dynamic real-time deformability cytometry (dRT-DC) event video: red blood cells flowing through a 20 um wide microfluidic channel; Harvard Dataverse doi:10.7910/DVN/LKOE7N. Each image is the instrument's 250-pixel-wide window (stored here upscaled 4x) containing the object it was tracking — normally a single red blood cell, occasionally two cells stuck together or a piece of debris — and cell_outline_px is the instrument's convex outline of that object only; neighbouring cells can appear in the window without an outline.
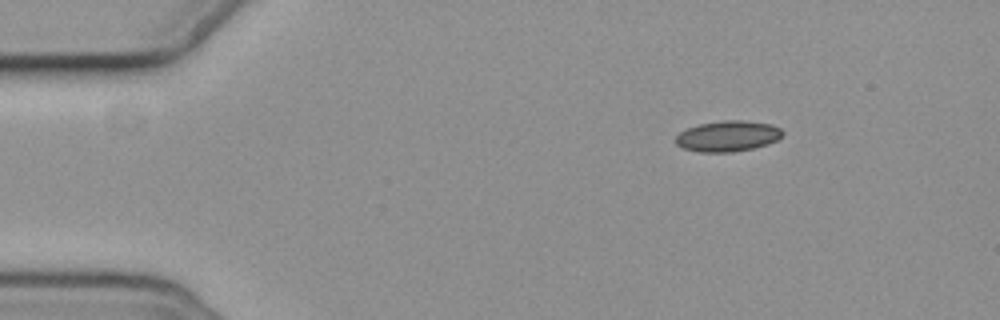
{"species": "common noctule bat (a hibernating species)", "species_latin": "Nyctalus noctula", "temperature_condition": "cold", "stored_images_in_passage": 4, "camera_frame_rate_fps": 3000, "um_per_image_px": 0.085, "animal": {"sex": "female", "body_mass_g": 19.3, "forearm_length_mm": 54.1}, "frame": {"image": 1, "passage_image": 1, "time_ms": 0.0, "image_size_px": [1000, 320], "cell_outline_px": [[784, 136], [768, 144], [752, 148], [732, 152], [700, 152], [684, 148], [676, 144], [676, 136], [680, 132], [688, 128], [700, 124], [724, 120], [744, 120], [772, 124], [780, 128], [784, 132]], "centroid_in_image_um": [61.9, 11.56], "position_along_channel_um": 23.1, "area_um2": 19.13}}
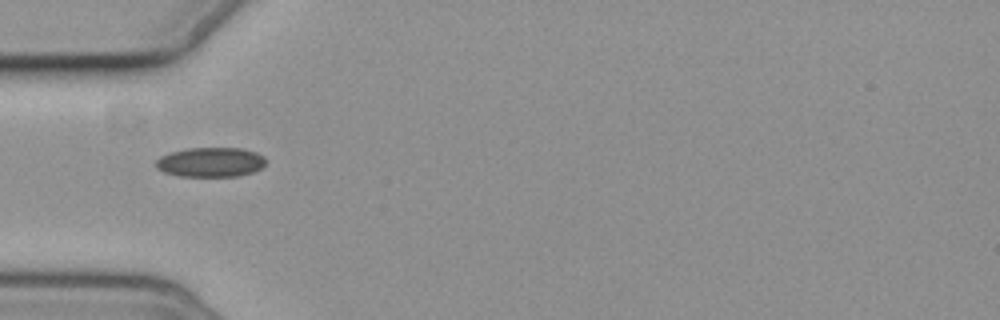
{"frame": {"image": 2, "passage_image": 4, "time_ms": 3.333, "image_size_px": [1000, 320], "cell_outline_px": [[268, 160], [260, 168], [252, 172], [236, 176], [180, 176], [164, 172], [156, 168], [156, 160], [160, 156], [168, 152], [188, 148], [244, 148], [256, 152], [264, 156]], "centroid_in_image_um": [17.9, 13.77], "position_along_channel_um": 67.1, "area_um2": 19.07}}